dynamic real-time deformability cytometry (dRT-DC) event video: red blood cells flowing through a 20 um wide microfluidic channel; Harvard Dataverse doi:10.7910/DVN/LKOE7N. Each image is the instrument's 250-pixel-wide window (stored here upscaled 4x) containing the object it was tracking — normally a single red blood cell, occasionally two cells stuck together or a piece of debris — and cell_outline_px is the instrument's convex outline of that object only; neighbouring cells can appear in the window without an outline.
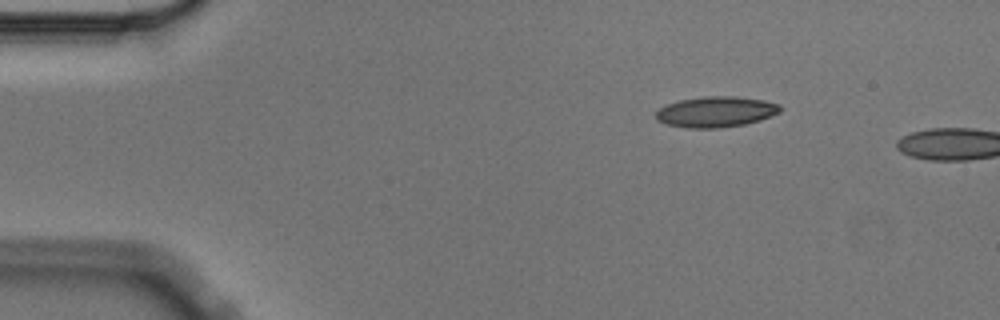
{"species": "Egyptian fruit bat (a non-hibernating species)", "species_latin": "Rousettus aegyptiacus", "temperature_condition": "cold", "stored_images_in_passage": 3, "segment_of_instrument_passage": [2, 2], "camera_frame_rate_fps": 3000, "um_per_image_px": 0.085, "animal": {"sex": "male"}, "frame": {"image": 1, "passage_image": 3, "time_ms": 0.667, "image_size_px": [1000, 320], "cell_outline_px": [[784, 108], [780, 112], [760, 120], [744, 124], [720, 128], [688, 128], [664, 124], [656, 120], [656, 112], [660, 108], [668, 104], [680, 100], [704, 96], [736, 96], [764, 100], [780, 104]], "centroid_in_image_um": [60.87, 9.5], "position_along_channel_um": 24.1, "area_um2": 22.37}}